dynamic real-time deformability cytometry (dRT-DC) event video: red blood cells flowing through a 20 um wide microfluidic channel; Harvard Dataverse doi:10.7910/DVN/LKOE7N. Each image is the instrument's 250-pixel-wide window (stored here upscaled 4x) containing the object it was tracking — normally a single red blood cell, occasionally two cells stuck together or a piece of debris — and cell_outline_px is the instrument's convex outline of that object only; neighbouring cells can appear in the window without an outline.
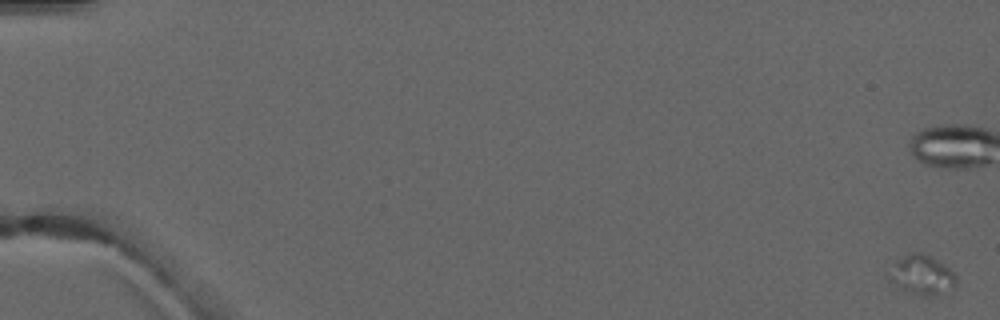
{"species": "common noctule bat (a hibernating species)", "species_latin": "Nyctalus noctula", "temperature_condition": "warm", "stored_images_in_passage": 6, "camera_frame_rate_fps": 3000, "um_per_image_px": 0.085, "animal": {"sex": "male", "forearm_length_mm": 52.5}, "frame": {"image": 1, "passage_image": 1, "time_ms": 0.0, "image_size_px": [1000, 320], "cell_outline_px": [[956, 284], [952, 288], [932, 296], [928, 296], [912, 292], [900, 288], [888, 280], [884, 272], [896, 260], [908, 252], [920, 252], [936, 260], [948, 268], [956, 276]], "centroid_in_image_um": [78.25, 23.34], "position_along_channel_um": 6.7, "area_um2": 15.43}}